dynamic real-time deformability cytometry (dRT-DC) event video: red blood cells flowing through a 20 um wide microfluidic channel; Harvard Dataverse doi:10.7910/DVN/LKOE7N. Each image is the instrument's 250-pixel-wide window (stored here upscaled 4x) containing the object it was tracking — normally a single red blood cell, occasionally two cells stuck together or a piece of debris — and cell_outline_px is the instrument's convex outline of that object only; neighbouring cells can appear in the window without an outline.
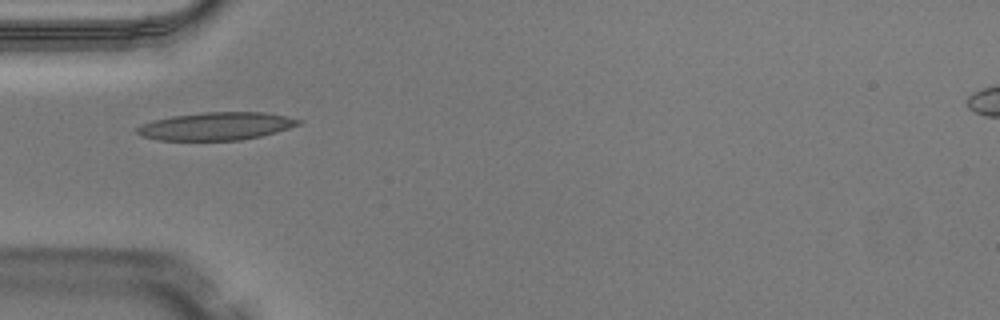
{"species": "Egyptian fruit bat (a non-hibernating species)", "species_latin": "Rousettus aegyptiacus", "temperature_condition": "warm", "stored_images_in_passage": 34, "camera_frame_rate_fps": 3000, "um_per_image_px": 0.085, "animal": {"sex": "male"}, "frame": {"image": 1, "passage_image": 1, "time_ms": 0.0, "image_size_px": [1000, 320], "cell_outline_px": [[304, 120], [300, 124], [276, 132], [260, 136], [240, 140], [160, 140], [144, 136], [136, 132], [136, 128], [140, 124], [152, 120], [172, 116], [204, 112], [264, 112]], "centroid_in_image_um": [18.37, 10.72], "position_along_channel_um": 66.6, "area_um2": 26.07}}
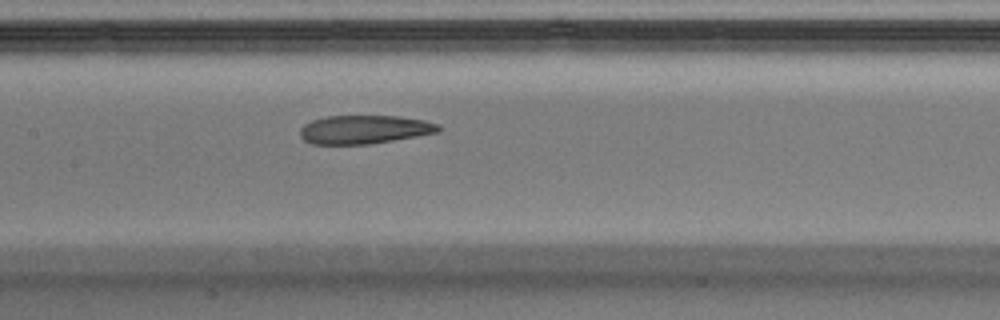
{"frame": {"image": 2, "passage_image": 9, "time_ms": 2.667, "image_size_px": [1000, 320], "cell_outline_px": [[440, 132], [368, 144], [312, 144], [304, 140], [300, 136], [300, 128], [304, 124], [312, 120], [328, 116], [400, 116], [424, 120], [440, 124]], "centroid_in_image_um": [30.97, 11.0], "position_along_channel_um": 176.4, "area_um2": 23.0}}
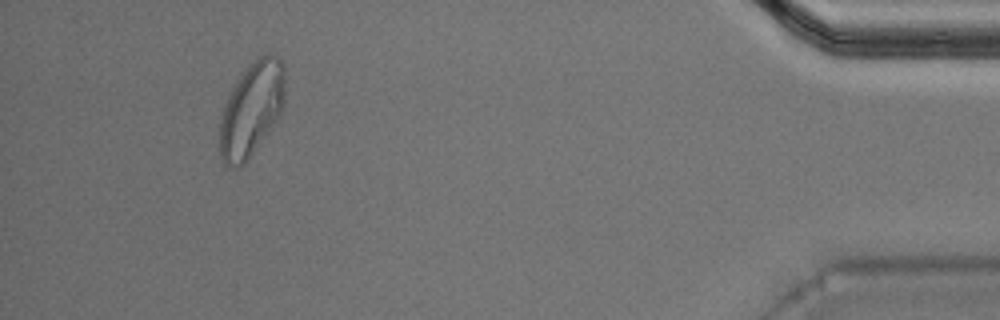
{"frame": {"image": 3, "passage_image": 31, "time_ms": 10.0, "image_size_px": [1000, 320], "cell_outline_px": [[284, 104], [276, 120], [248, 160], [240, 168], [236, 168], [224, 164], [220, 156], [220, 116], [228, 96], [236, 80], [248, 64], [256, 56], [268, 52], [276, 56], [280, 60], [284, 68]], "centroid_in_image_um": [21.36, 9.26], "position_along_channel_um": 413.8, "area_um2": 35.89}, "authors_computed_cell_mechanics": {"area_um2": 25.4031, "velocity_mm_per_s": 4.0938, "shape_relaxation_time_tau1_ms": null, "shape_relaxation_time_tau2_ms": 2.6677, "deformation_change_tau1": null, "deformation_change_tau2": 0.1072}}